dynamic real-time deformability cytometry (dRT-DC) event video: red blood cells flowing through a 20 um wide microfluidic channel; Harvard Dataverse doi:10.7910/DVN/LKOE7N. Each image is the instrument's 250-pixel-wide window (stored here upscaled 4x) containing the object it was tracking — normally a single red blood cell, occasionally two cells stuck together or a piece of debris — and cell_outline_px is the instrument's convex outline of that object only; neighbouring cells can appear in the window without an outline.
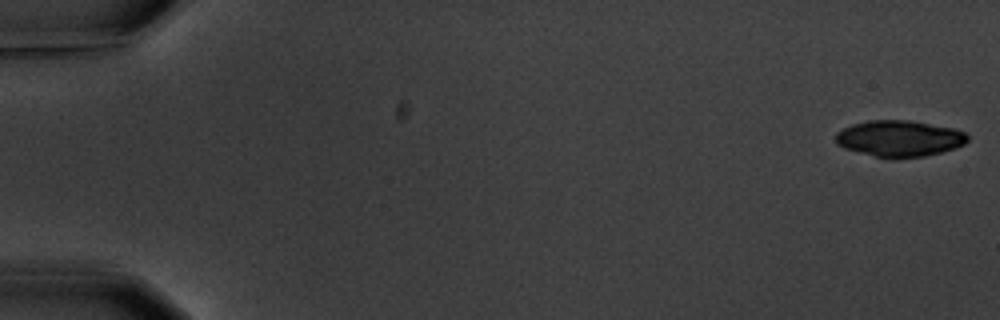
{"species": "common noctule bat (a hibernating species)", "species_latin": "Nyctalus noctula", "temperature_condition": "warm", "stored_images_in_passage": 3, "camera_frame_rate_fps": 3000, "um_per_image_px": 0.085, "animal": {"sex": "male", "body_mass_g": 20.1, "forearm_length_mm": 53.5}, "frame": {"image": 1, "passage_image": 1, "time_ms": 0.0, "image_size_px": [1000, 320], "cell_outline_px": [[968, 140], [964, 144], [940, 152], [924, 156], [896, 160], [892, 160], [844, 148], [836, 144], [836, 132], [852, 124], [868, 120], [908, 120], [952, 128], [964, 132], [968, 136]], "centroid_in_image_um": [76.42, 11.78], "position_along_channel_um": 8.6, "area_um2": 27.86}}